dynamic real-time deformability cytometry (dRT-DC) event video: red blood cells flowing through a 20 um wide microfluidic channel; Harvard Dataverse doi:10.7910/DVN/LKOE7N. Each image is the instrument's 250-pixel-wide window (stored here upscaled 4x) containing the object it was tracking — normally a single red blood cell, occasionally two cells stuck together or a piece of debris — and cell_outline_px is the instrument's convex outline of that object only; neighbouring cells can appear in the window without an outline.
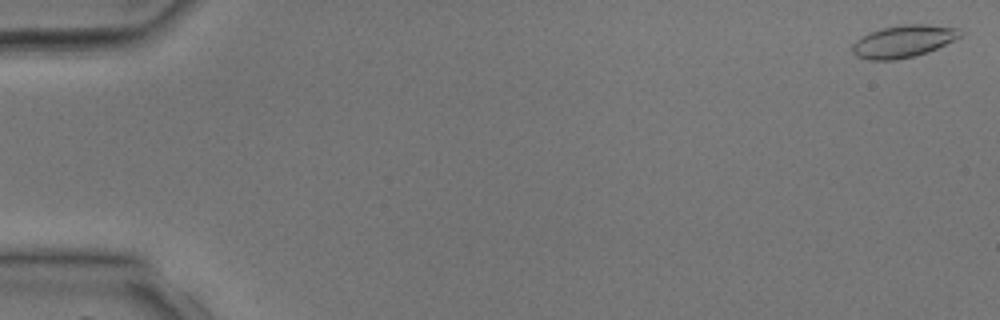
{"species": "common noctule bat (a hibernating species)", "species_latin": "Nyctalus noctula", "temperature_condition": "room temperature", "stored_images_in_passage": 40, "camera_frame_rate_fps": 3000, "um_per_image_px": 0.085, "animal": {"sex": "male", "body_mass_g": 17.9, "forearm_length_mm": 54.2}, "frame": {"image": 1, "passage_image": 1, "time_ms": 0.0, "image_size_px": [1000, 320], "cell_outline_px": [[964, 32], [960, 36], [936, 48], [916, 56], [896, 60], [868, 60], [856, 56], [852, 52], [852, 44], [856, 40], [872, 32], [884, 28], [904, 24], [924, 24], [956, 28]], "centroid_in_image_um": [76.76, 3.53], "position_along_channel_um": 8.2, "area_um2": 19.94}}
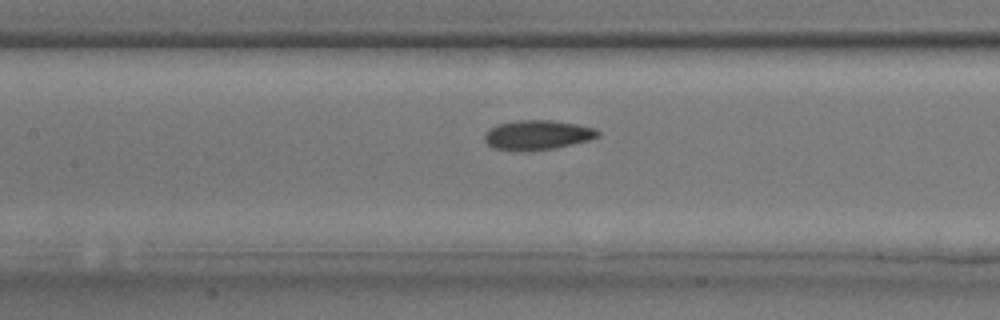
{"frame": {"image": 2, "passage_image": 19, "time_ms": 6.0, "image_size_px": [1000, 320], "cell_outline_px": [[600, 136], [588, 140], [556, 148], [524, 152], [512, 152], [492, 148], [484, 140], [484, 132], [488, 128], [496, 124], [516, 120], [552, 120], [576, 124], [596, 128], [600, 132]], "centroid_in_image_um": [45.62, 11.49], "position_along_channel_um": 161.8, "area_um2": 20.11}}
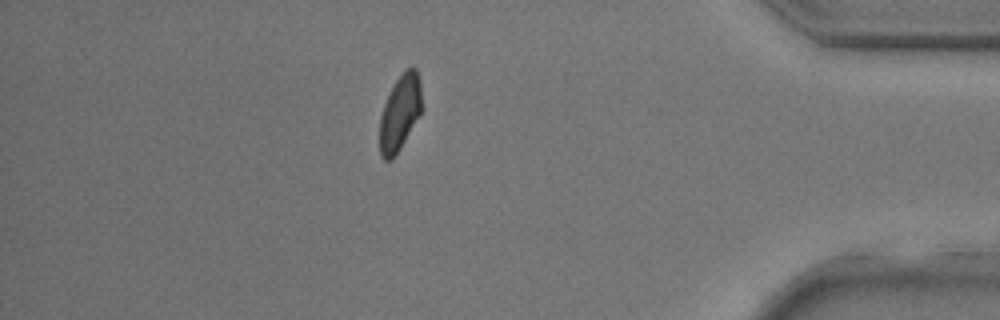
{"frame": {"image": 3, "passage_image": 35, "time_ms": 11.333, "image_size_px": [1000, 320], "cell_outline_px": [[420, 112], [400, 148], [392, 160], [384, 160], [380, 156], [380, 116], [384, 104], [396, 80], [404, 68], [416, 68], [420, 80]], "centroid_in_image_um": [33.96, 9.58], "position_along_channel_um": 401.2, "area_um2": 18.03}}